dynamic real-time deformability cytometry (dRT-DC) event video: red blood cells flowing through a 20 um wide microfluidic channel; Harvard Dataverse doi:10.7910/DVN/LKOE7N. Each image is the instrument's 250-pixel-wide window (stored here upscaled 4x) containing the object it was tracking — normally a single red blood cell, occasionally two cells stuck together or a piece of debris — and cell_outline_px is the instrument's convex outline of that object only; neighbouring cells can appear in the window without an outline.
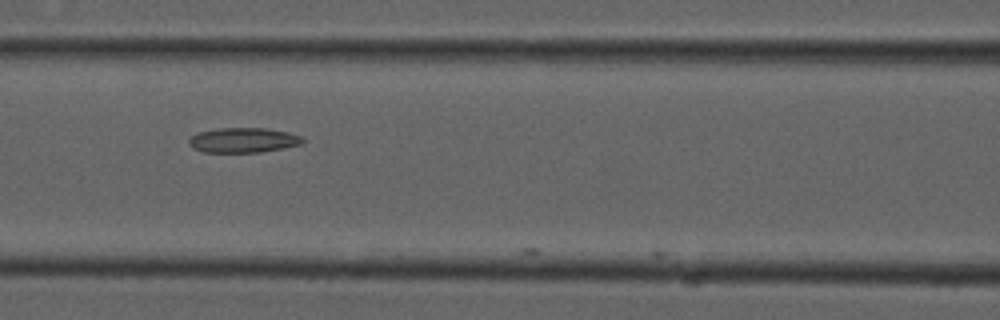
{"species": "common noctule bat (a hibernating species)", "species_latin": "Nyctalus noctula", "temperature_condition": "cold", "stored_images_in_passage": 7, "camera_frame_rate_fps": 3000, "um_per_image_px": 0.085, "animal": {"sex": "male", "forearm_length_mm": 52.5}, "frame": {"image": 1, "passage_image": 6, "time_ms": 1.667, "image_size_px": [1000, 320], "cell_outline_px": [[304, 140], [300, 144], [284, 148], [260, 152], [204, 152], [192, 148], [188, 144], [188, 140], [196, 132], [216, 128], [264, 128], [288, 132], [300, 136]], "centroid_in_image_um": [20.62, 11.91], "position_along_channel_um": 146.0, "area_um2": 16.53}}